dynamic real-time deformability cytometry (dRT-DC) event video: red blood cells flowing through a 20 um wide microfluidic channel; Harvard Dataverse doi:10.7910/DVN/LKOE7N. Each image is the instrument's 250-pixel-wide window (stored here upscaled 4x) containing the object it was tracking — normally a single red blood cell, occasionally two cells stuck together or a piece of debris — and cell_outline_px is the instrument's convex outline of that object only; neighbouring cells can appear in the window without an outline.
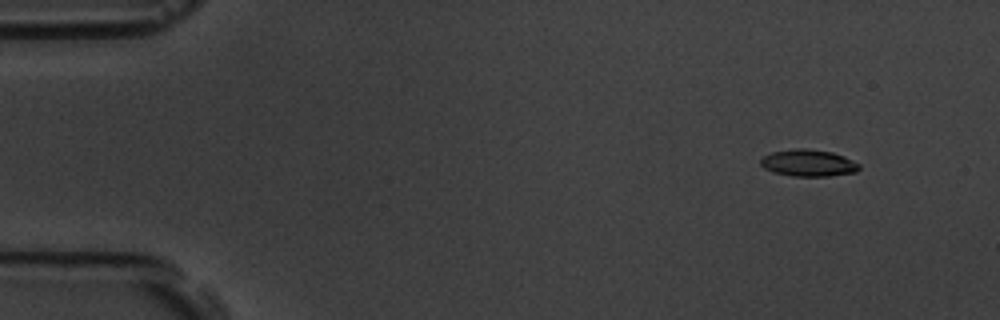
{"species": "common noctule bat (a hibernating species)", "species_latin": "Nyctalus noctula", "temperature_condition": "room temperature", "stored_images_in_passage": 9, "camera_frame_rate_fps": 3000, "um_per_image_px": 0.085, "animal": {"sex": "male", "body_mass_g": 19.5, "forearm_length_mm": 54.6}, "frame": {"image": 1, "passage_image": 1, "time_ms": 0.0, "image_size_px": [1000, 320], "cell_outline_px": [[860, 168], [856, 172], [828, 176], [792, 176], [772, 172], [764, 168], [760, 164], [760, 160], [764, 156], [772, 152], [796, 148], [808, 148], [832, 152], [844, 156], [860, 164]], "centroid_in_image_um": [68.71, 13.85], "position_along_channel_um": 16.3, "area_um2": 15.49}}
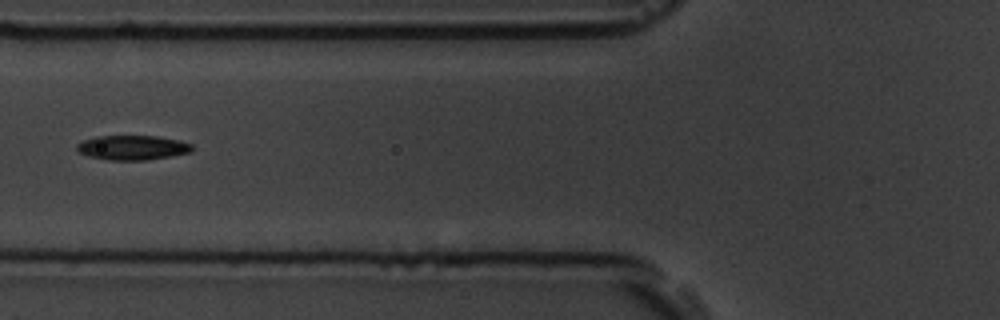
{"frame": {"image": 2, "passage_image": 6, "time_ms": 5.667, "image_size_px": [1000, 320], "cell_outline_px": [[192, 152], [172, 156], [148, 160], [108, 160], [88, 156], [80, 152], [76, 148], [76, 144], [84, 140], [96, 136], [156, 136], [176, 140], [192, 144]], "centroid_in_image_um": [11.25, 12.55], "position_along_channel_um": 114.5, "area_um2": 16.47}}
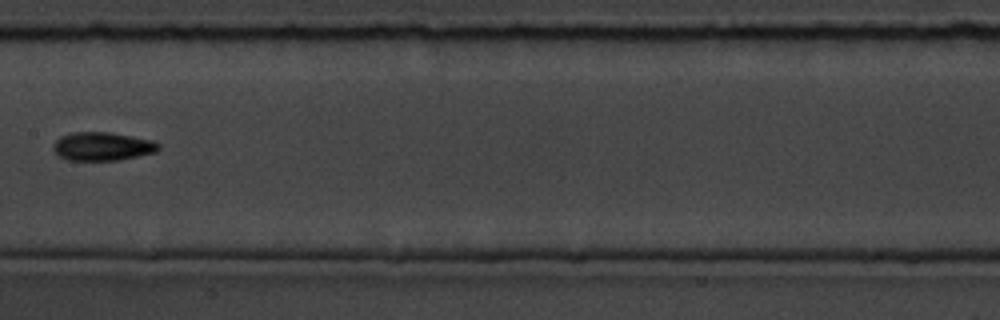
{"frame": {"image": 3, "passage_image": 8, "time_ms": 8.0, "image_size_px": [1000, 320], "cell_outline_px": [[160, 148], [156, 152], [116, 160], [68, 160], [60, 156], [52, 148], [52, 144], [60, 136], [72, 132], [108, 132], [132, 136], [152, 140], [160, 144]], "centroid_in_image_um": [8.69, 12.43], "position_along_channel_um": 198.7, "area_um2": 17.4}}